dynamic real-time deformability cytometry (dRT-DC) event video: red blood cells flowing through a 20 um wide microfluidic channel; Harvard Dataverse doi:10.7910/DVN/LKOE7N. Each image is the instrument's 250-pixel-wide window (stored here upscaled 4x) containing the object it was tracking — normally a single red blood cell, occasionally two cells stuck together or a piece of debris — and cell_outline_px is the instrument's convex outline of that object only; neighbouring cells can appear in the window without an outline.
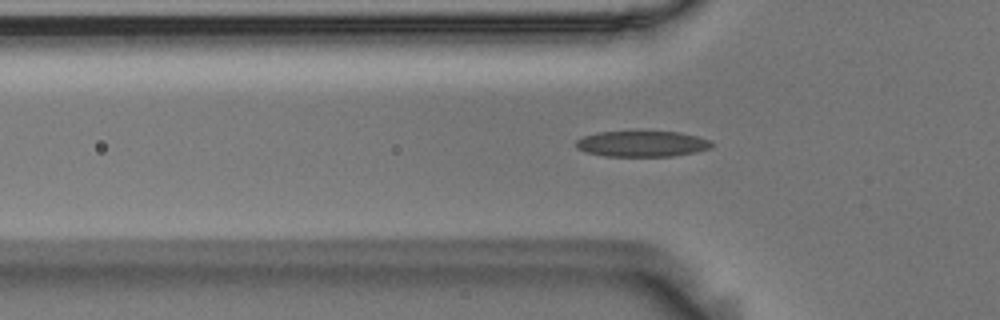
{"species": "Egyptian fruit bat (a non-hibernating species)", "species_latin": "Rousettus aegyptiacus", "temperature_condition": "room temperature", "stored_images_in_passage": 35, "camera_frame_rate_fps": 3000, "um_per_image_px": 0.085, "animal": {"sex": "male"}, "frame": {"image": 1, "passage_image": 4, "time_ms": 1.0, "image_size_px": [1000, 320], "cell_outline_px": [[712, 148], [672, 156], [604, 156], [584, 152], [576, 148], [576, 140], [584, 136], [600, 132], [680, 132], [712, 140]], "centroid_in_image_um": [54.56, 12.23], "position_along_channel_um": 71.2, "area_um2": 20.29}}
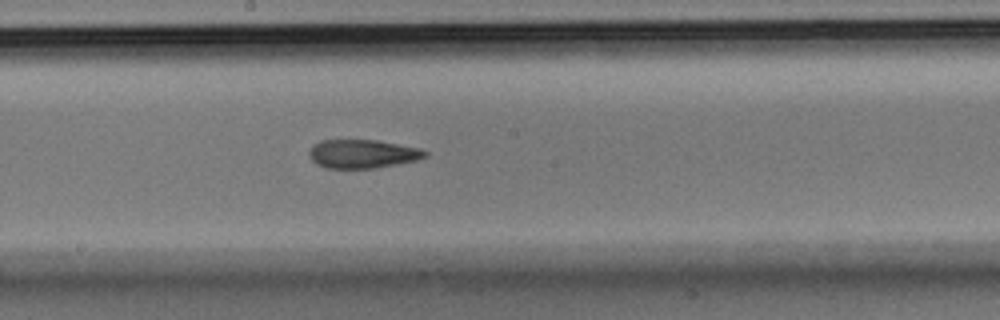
{"frame": {"image": 2, "passage_image": 16, "time_ms": 5.0, "image_size_px": [1000, 320], "cell_outline_px": [[428, 152], [424, 156], [416, 160], [376, 168], [328, 168], [316, 164], [308, 156], [308, 152], [320, 140], [376, 140], [420, 148]], "centroid_in_image_um": [30.79, 13.08], "position_along_channel_um": 217.4, "area_um2": 19.13}}
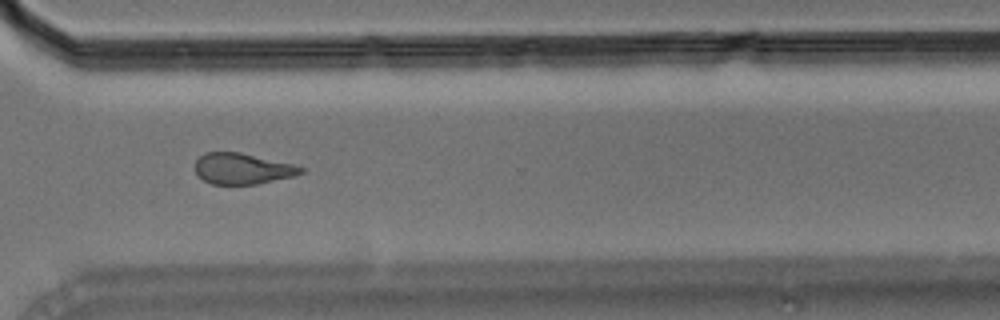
{"frame": {"image": 3, "passage_image": 27, "time_ms": 8.667, "image_size_px": [1000, 320], "cell_outline_px": [[304, 172], [292, 176], [256, 184], [212, 184], [204, 180], [196, 172], [196, 160], [204, 152], [240, 152], [292, 164], [304, 168]], "centroid_in_image_um": [20.58, 14.33], "position_along_channel_um": 350.0, "area_um2": 18.79}, "authors_computed_cell_mechanics": {"area_um2": 19.8832, "velocity_mm_per_s": 3.6281, "shape_relaxation_time_tau1_ms": 5.6578, "shape_relaxation_time_tau2_ms": 3.0163, "deformation_change_tau1": 0.1632, "deformation_change_tau2": 0.1154}}